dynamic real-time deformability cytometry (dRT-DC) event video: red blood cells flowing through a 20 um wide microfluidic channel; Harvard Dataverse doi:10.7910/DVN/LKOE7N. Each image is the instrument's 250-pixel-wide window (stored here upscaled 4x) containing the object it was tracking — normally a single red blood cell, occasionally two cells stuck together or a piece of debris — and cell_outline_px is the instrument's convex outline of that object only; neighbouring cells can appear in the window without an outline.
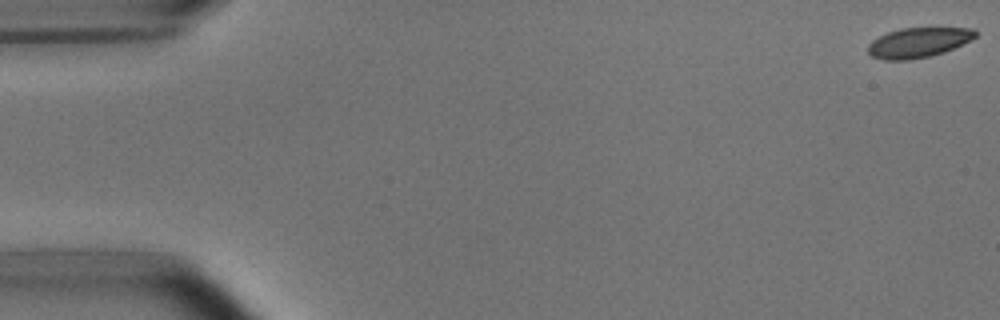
{"species": "common noctule bat (a hibernating species)", "species_latin": "Nyctalus noctula", "temperature_condition": "room temperature", "stored_images_in_passage": 6, "camera_frame_rate_fps": 3000, "um_per_image_px": 0.085, "animal": {"sex": "male", "body_mass_g": 15.6}, "frame": {"image": 1, "passage_image": 1, "time_ms": 0.0, "image_size_px": [1000, 320], "cell_outline_px": [[976, 36], [944, 52], [928, 56], [908, 60], [884, 60], [872, 56], [868, 52], [868, 44], [872, 40], [888, 32], [900, 28], [976, 28]], "centroid_in_image_um": [78.01, 3.61], "position_along_channel_um": 7.0, "area_um2": 18.44}}
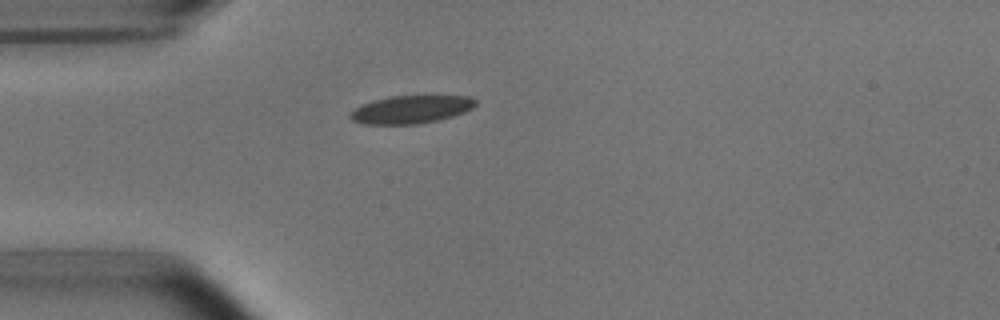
{"frame": {"image": 2, "passage_image": 5, "time_ms": 4.667, "image_size_px": [1000, 320], "cell_outline_px": [[476, 104], [472, 108], [464, 112], [452, 116], [436, 120], [416, 124], [368, 124], [352, 120], [348, 116], [360, 104], [372, 100], [388, 96], [468, 96], [476, 100]], "centroid_in_image_um": [34.91, 9.29], "position_along_channel_um": 50.1, "area_um2": 20.23}}